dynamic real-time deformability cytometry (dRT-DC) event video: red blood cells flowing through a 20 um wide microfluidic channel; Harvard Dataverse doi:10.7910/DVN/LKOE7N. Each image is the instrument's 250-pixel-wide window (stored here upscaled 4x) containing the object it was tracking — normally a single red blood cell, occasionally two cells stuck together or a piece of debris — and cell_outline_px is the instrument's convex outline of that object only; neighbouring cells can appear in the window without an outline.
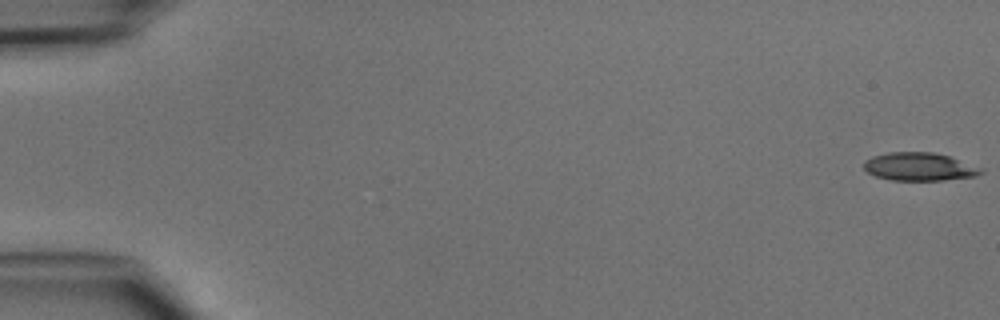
{"species": "common noctule bat (a hibernating species)", "species_latin": "Nyctalus noctula", "temperature_condition": "cold", "stored_images_in_passage": 8, "camera_frame_rate_fps": 3000, "um_per_image_px": 0.085, "animal": {"sex": "male", "body_mass_g": 15.6}, "frame": {"image": 1, "passage_image": 1, "time_ms": 0.0, "image_size_px": [1000, 320], "cell_outline_px": [[984, 172], [976, 176], [944, 180], [892, 180], [876, 176], [868, 172], [864, 168], [864, 160], [872, 156], [888, 152], [932, 152], [948, 156], [984, 168]], "centroid_in_image_um": [78.16, 14.17], "position_along_channel_um": 6.8, "area_um2": 19.19}}